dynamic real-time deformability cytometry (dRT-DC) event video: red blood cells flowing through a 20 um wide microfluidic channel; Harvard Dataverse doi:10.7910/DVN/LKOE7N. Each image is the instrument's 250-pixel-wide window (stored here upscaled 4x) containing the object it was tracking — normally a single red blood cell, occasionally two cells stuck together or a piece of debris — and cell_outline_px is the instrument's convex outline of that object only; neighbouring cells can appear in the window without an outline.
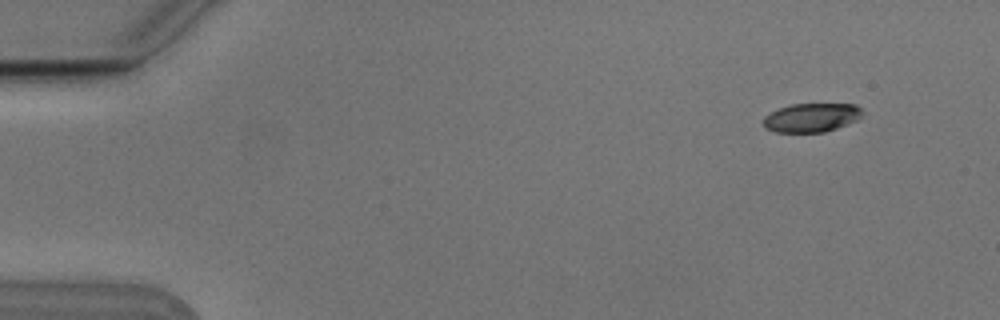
{"species": "Egyptian fruit bat (a non-hibernating species)", "species_latin": "Rousettus aegyptiacus", "temperature_condition": "cold", "stored_images_in_passage": 5, "camera_frame_rate_fps": 3000, "um_per_image_px": 0.085, "animal": {"sex": "male"}, "frame": {"image": 1, "passage_image": 1, "time_ms": 0.0, "image_size_px": [1000, 320], "cell_outline_px": [[864, 112], [856, 120], [836, 128], [824, 132], [776, 132], [764, 128], [764, 116], [780, 108], [792, 104], [856, 104]], "centroid_in_image_um": [68.97, 9.99], "position_along_channel_um": 16.0, "area_um2": 16.47}}
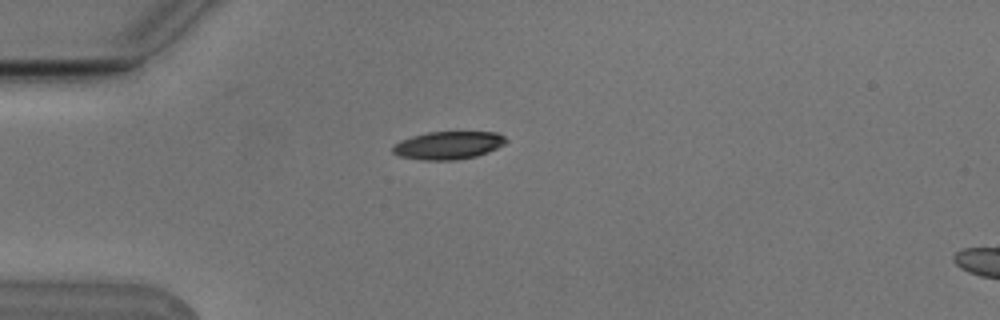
{"frame": {"image": 2, "passage_image": 4, "time_ms": 1.0, "image_size_px": [1000, 320], "cell_outline_px": [[508, 140], [504, 144], [488, 152], [476, 156], [456, 160], [424, 160], [400, 156], [392, 152], [392, 144], [400, 140], [412, 136], [428, 132], [496, 132], [504, 136]], "centroid_in_image_um": [38.08, 12.35], "position_along_channel_um": 46.9, "area_um2": 18.44}}